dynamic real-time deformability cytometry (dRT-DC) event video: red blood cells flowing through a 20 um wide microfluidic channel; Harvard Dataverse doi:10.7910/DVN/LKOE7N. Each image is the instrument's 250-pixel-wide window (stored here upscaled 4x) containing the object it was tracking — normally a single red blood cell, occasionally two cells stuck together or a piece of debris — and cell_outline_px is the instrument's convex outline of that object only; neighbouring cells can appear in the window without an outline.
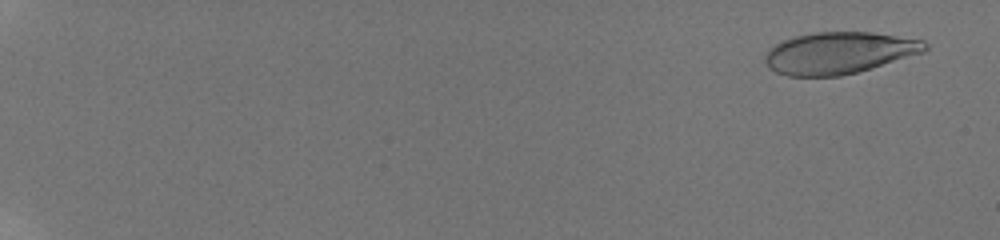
{"species": "human", "species_latin": "Homo sapiens", "temperature_condition": "room temperature", "stored_images_in_passage": 42, "camera_frame_rate_fps": 3000, "um_per_image_px": 0.085, "donor": {"sex": "male"}, "frame": {"image": 1, "passage_image": 3, "time_ms": 1.0, "image_size_px": [1000, 240], "cell_outline_px": [[928, 48], [924, 52], [872, 68], [840, 76], [788, 76], [776, 72], [768, 68], [764, 60], [764, 56], [776, 44], [784, 40], [796, 36], [816, 32], [872, 32], [924, 40], [928, 44]], "centroid_in_image_um": [71.34, 4.5], "position_along_channel_um": 13.7, "area_um2": 38.84}}
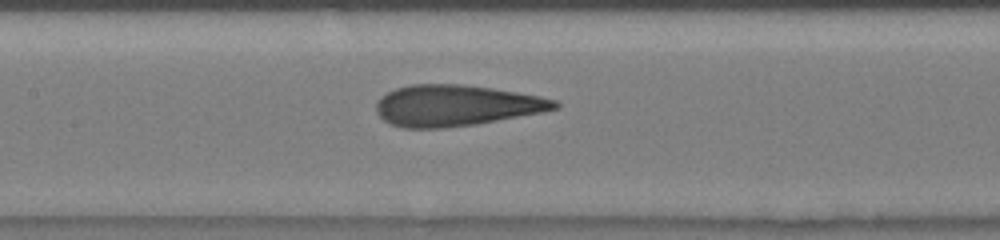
{"frame": {"image": 2, "passage_image": 26, "time_ms": 10.667, "image_size_px": [1000, 240], "cell_outline_px": [[560, 108], [544, 112], [476, 124], [444, 128], [404, 128], [388, 124], [376, 112], [376, 104], [380, 96], [396, 88], [412, 84], [464, 84], [492, 88], [540, 96], [556, 100], [560, 104]], "centroid_in_image_um": [38.76, 8.97], "position_along_channel_um": 168.6, "area_um2": 43.0}}
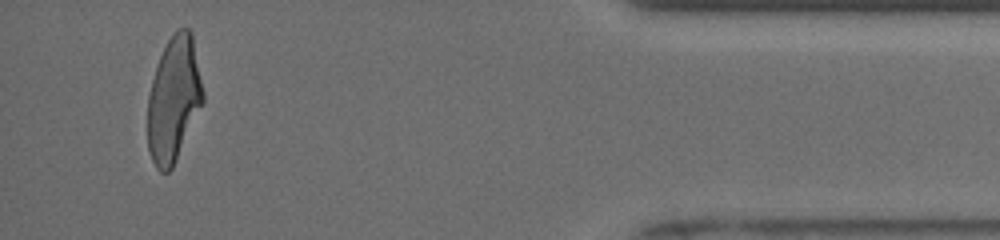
{"frame": {"image": 3, "passage_image": 41, "time_ms": 18.333, "image_size_px": [1000, 240], "cell_outline_px": [[204, 100], [172, 168], [168, 172], [160, 172], [156, 168], [152, 160], [148, 148], [148, 96], [152, 80], [160, 56], [168, 40], [176, 28], [188, 28], [192, 32], [204, 92]], "centroid_in_image_um": [14.77, 8.42], "position_along_channel_um": 420.4, "area_um2": 40.06}, "authors_computed_cell_mechanics": {"area_um2": 41.5582, "velocity_mm_per_s": 3.8797, "shape_relaxation_time_tau1_ms": 7.7408, "shape_relaxation_time_tau2_ms": 0.8001, "deformation_change_tau1": 0.2408, "deformation_change_tau2": 0.0757}}